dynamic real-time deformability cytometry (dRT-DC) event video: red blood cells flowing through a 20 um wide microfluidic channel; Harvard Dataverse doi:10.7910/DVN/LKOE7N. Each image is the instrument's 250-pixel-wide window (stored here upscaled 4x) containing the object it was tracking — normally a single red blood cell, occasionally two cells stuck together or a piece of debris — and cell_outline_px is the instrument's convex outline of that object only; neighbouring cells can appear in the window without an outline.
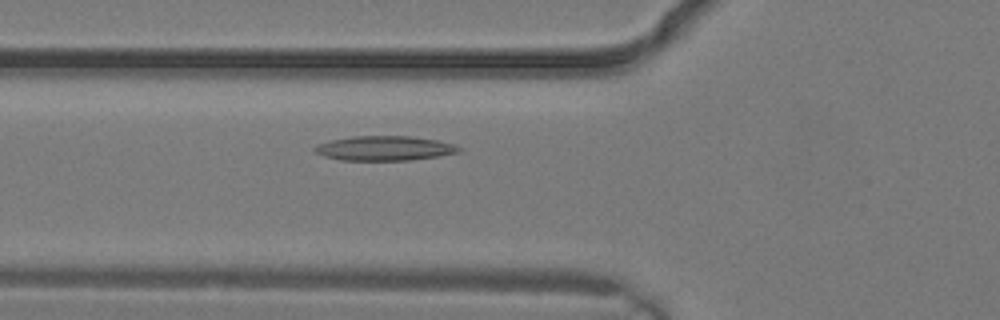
{"species": "common noctule bat (a hibernating species)", "species_latin": "Nyctalus noctula", "temperature_condition": "warm", "stored_images_in_passage": 4, "camera_frame_rate_fps": 3000, "um_per_image_px": 0.085, "animal": {"sex": "male", "body_mass_g": 19.2, "forearm_length_mm": 51.8}, "frame": {"image": 1, "passage_image": 4, "time_ms": 1.0, "image_size_px": [1000, 320], "cell_outline_px": [[464, 148], [460, 152], [440, 156], [408, 160], [340, 160], [324, 156], [316, 152], [312, 148], [316, 144], [332, 140], [352, 136], [408, 136], [436, 140], [452, 144]], "centroid_in_image_um": [32.68, 12.6], "position_along_channel_um": 93.1, "area_um2": 20.63}}